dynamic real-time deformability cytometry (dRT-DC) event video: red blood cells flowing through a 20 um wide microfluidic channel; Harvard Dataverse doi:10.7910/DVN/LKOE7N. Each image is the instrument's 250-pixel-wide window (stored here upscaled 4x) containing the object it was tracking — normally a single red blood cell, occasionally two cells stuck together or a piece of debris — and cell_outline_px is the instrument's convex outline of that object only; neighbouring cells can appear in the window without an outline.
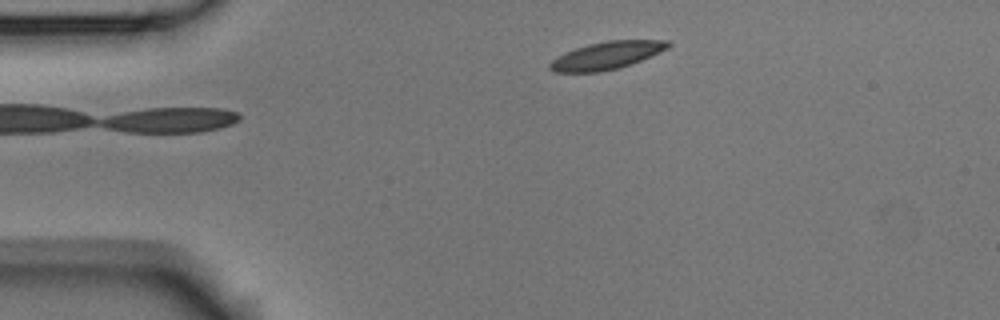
{"species": "Egyptian fruit bat (a non-hibernating species)", "species_latin": "Rousettus aegyptiacus", "temperature_condition": "room temperature", "stored_images_in_passage": 3, "camera_frame_rate_fps": 3000, "um_per_image_px": 0.085, "animal": {"sex": "male"}, "frame": {"image": 1, "passage_image": 3, "time_ms": 0.667, "image_size_px": [1000, 320], "cell_outline_px": [[672, 44], [668, 48], [640, 60], [616, 68], [600, 72], [552, 72], [548, 68], [548, 64], [556, 56], [564, 52], [588, 44], [608, 40], [668, 40]], "centroid_in_image_um": [51.51, 4.71], "position_along_channel_um": 33.5, "area_um2": 18.9}}